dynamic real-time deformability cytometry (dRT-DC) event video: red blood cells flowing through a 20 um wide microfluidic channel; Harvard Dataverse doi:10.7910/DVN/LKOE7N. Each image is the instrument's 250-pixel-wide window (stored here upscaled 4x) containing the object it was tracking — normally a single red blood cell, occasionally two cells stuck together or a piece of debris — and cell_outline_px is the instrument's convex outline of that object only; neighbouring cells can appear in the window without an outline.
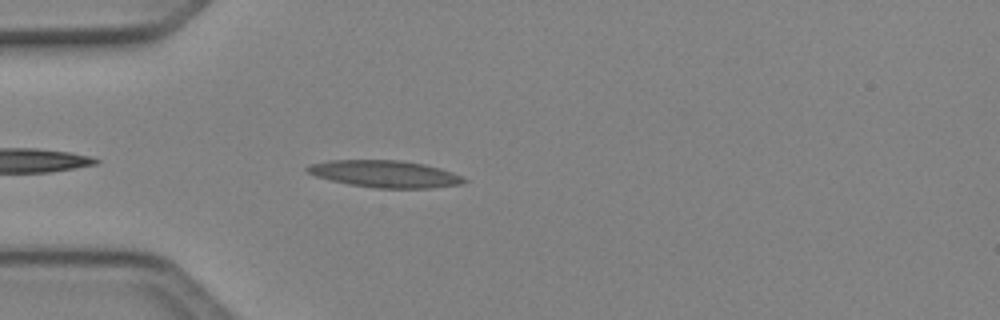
{"species": "Egyptian fruit bat (a non-hibernating species)", "species_latin": "Rousettus aegyptiacus", "temperature_condition": "cold", "stored_images_in_passage": 17, "camera_frame_rate_fps": 3000, "um_per_image_px": 0.085, "animal": {"sex": "female"}, "frame": {"image": 1, "passage_image": 3, "time_ms": 0.667, "image_size_px": [1000, 320], "cell_outline_px": [[468, 180], [460, 184], [432, 188], [376, 188], [348, 184], [316, 176], [308, 172], [304, 168], [308, 164], [328, 160], [404, 160], [424, 164], [440, 168], [452, 172]], "centroid_in_image_um": [32.7, 14.77], "position_along_channel_um": 52.3, "area_um2": 24.68}}
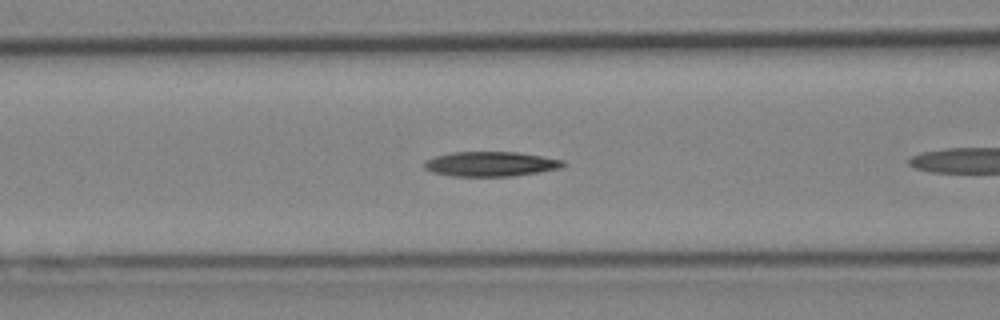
{"frame": {"image": 2, "passage_image": 6, "time_ms": 1.667, "image_size_px": [1000, 320], "cell_outline_px": [[568, 164], [560, 168], [540, 172], [512, 176], [452, 176], [432, 172], [424, 168], [424, 160], [436, 156], [452, 152], [516, 152], [564, 160]], "centroid_in_image_um": [41.71, 13.94], "position_along_channel_um": 124.9, "area_um2": 20.06}}
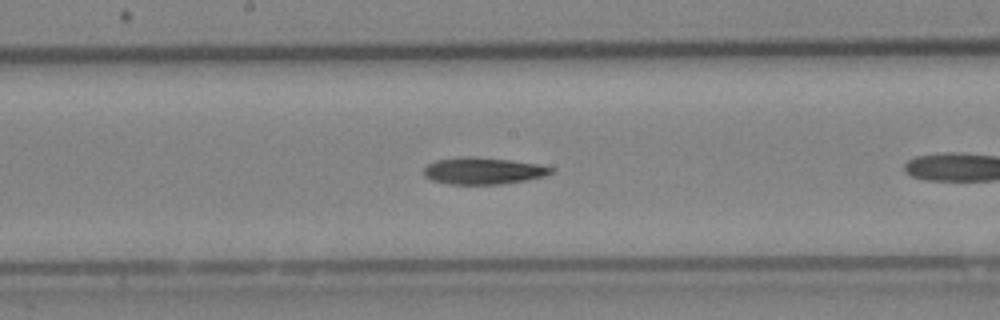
{"frame": {"image": 3, "passage_image": 12, "time_ms": 3.667, "image_size_px": [1000, 320], "cell_outline_px": [[556, 168], [552, 172], [544, 176], [524, 180], [500, 184], [448, 184], [432, 180], [424, 176], [424, 168], [428, 164], [436, 160], [456, 156], [468, 156], [508, 160], [540, 164]], "centroid_in_image_um": [41.05, 14.51], "position_along_channel_um": 207.2, "area_um2": 19.88}}